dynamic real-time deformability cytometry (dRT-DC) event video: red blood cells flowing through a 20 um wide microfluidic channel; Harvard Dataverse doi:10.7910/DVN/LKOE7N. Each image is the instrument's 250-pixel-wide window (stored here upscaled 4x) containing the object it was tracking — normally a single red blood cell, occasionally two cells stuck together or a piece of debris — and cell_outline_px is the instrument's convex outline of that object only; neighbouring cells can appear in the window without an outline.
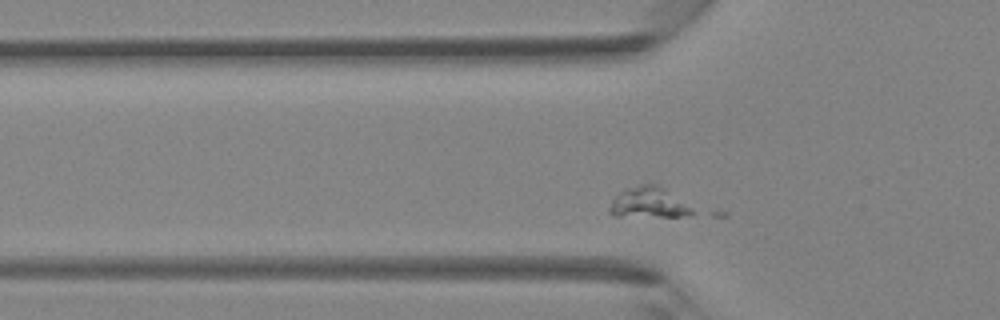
{"species": "Egyptian fruit bat (a non-hibernating species)", "species_latin": "Rousettus aegyptiacus", "temperature_condition": "room temperature", "stored_images_in_passage": 27, "camera_frame_rate_fps": 3000, "um_per_image_px": 0.085, "animal": {"sex": "female"}, "frame": {"image": 1, "passage_image": 4, "time_ms": 1.0, "image_size_px": [1000, 320], "cell_outline_px": [[696, 212], [692, 216], [616, 216], [608, 212], [608, 208], [612, 200], [620, 192], [640, 184], [656, 184]], "centroid_in_image_um": [55.08, 17.25], "position_along_channel_um": 70.7, "area_um2": 14.28}}
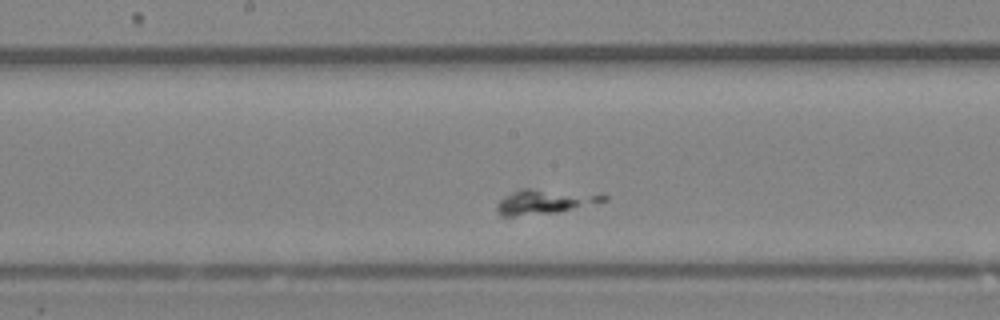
{"frame": {"image": 2, "passage_image": 13, "time_ms": 4.0, "image_size_px": [1000, 320], "cell_outline_px": [[608, 200], [556, 212], [516, 216], [500, 216], [496, 212], [496, 204], [504, 196], [520, 188], [532, 188], [608, 196]], "centroid_in_image_um": [46.15, 17.15], "position_along_channel_um": 202.0, "area_um2": 14.91}}
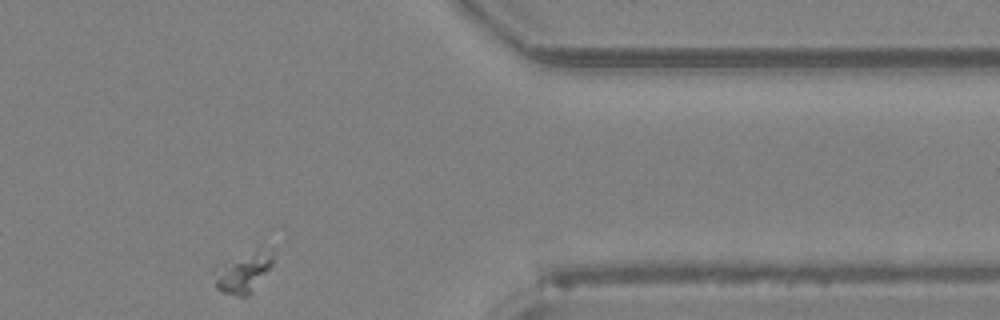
{"frame": {"image": 3, "passage_image": 27, "time_ms": 8.667, "image_size_px": [1000, 320], "cell_outline_px": [[272, 264], [248, 296], [240, 296], [224, 292], [216, 288], [212, 272], [224, 264], [256, 252], [272, 252]], "centroid_in_image_um": [20.62, 23.26], "position_along_channel_um": 390.8, "area_um2": 12.48}}